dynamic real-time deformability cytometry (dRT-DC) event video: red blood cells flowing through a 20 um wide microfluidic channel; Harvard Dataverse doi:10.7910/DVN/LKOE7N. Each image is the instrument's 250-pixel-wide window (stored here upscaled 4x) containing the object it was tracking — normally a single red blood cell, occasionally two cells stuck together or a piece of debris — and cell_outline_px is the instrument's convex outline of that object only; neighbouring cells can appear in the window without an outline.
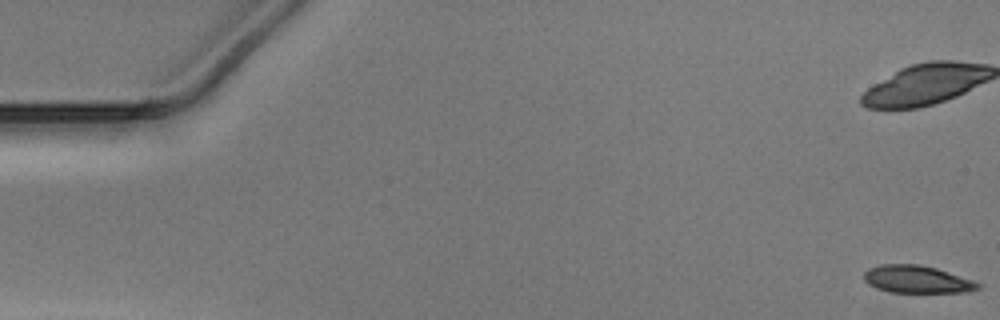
{"species": "Egyptian fruit bat (a non-hibernating species)", "species_latin": "Rousettus aegyptiacus", "temperature_condition": "warm", "stored_images_in_passage": 20, "camera_frame_rate_fps": 3000, "um_per_image_px": 0.085, "animal": {"sex": "male"}, "frame": {"image": 1, "passage_image": 1, "time_ms": 0.0, "image_size_px": [1000, 320], "cell_outline_px": [[980, 288], [968, 292], [892, 292], [876, 288], [868, 284], [864, 280], [864, 272], [868, 268], [880, 264], [920, 264], [936, 268], [972, 280], [980, 284]], "centroid_in_image_um": [77.91, 23.74], "position_along_channel_um": 7.1, "area_um2": 18.21}}